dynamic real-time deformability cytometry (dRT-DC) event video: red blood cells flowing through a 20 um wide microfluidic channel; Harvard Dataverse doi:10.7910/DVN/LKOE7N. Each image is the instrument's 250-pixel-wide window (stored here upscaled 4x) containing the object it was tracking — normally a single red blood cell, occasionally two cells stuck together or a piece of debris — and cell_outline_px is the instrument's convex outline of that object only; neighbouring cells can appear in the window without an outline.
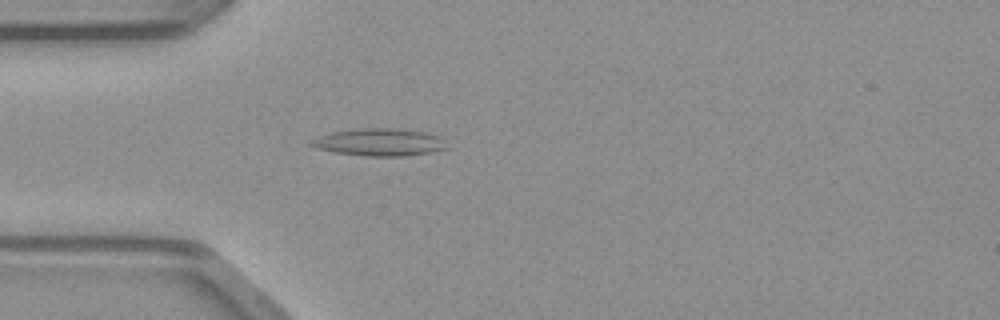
{"species": "common noctule bat (a hibernating species)", "species_latin": "Nyctalus noctula", "temperature_condition": "warm", "stored_images_in_passage": 49, "camera_frame_rate_fps": 3000, "um_per_image_px": 0.085, "animal": {"sex": "male", "body_mass_g": 23.1, "forearm_length_mm": 52.7}, "frame": {"image": 1, "passage_image": 13, "time_ms": 4.0, "image_size_px": [1000, 320], "cell_outline_px": [[444, 148], [428, 152], [404, 156], [368, 156], [336, 152], [320, 148], [312, 144], [324, 136], [332, 132], [364, 128], [388, 128], [424, 132], [436, 136]], "centroid_in_image_um": [32.26, 12.09], "position_along_channel_um": 52.7, "area_um2": 20.23}}
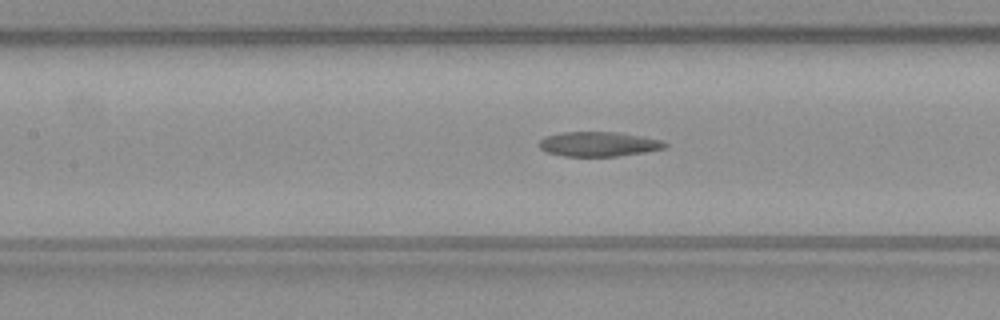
{"frame": {"image": 2, "passage_image": 21, "time_ms": 6.667, "image_size_px": [1000, 320], "cell_outline_px": [[668, 144], [664, 148], [644, 152], [616, 156], [564, 156], [548, 152], [540, 148], [540, 140], [548, 136], [560, 132], [616, 132], [660, 140]], "centroid_in_image_um": [50.86, 12.25], "position_along_channel_um": 156.5, "area_um2": 17.69}}
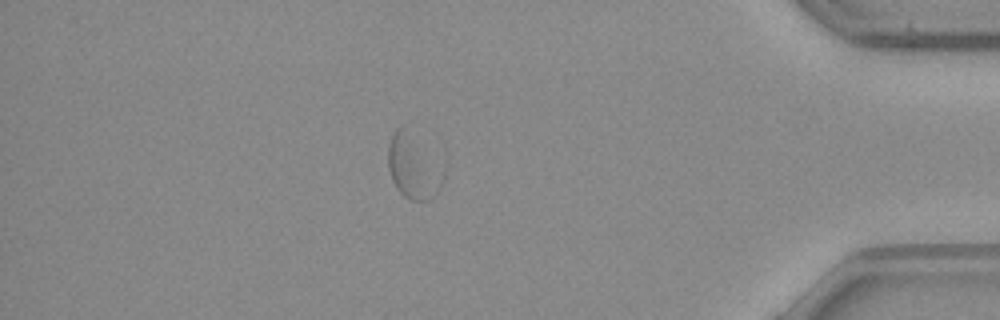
{"frame": {"image": 3, "passage_image": 42, "time_ms": 13.667, "image_size_px": [1000, 320], "cell_outline_px": [[436, 192], [432, 200], [408, 200], [396, 188], [392, 180], [388, 168], [388, 144], [396, 128], [400, 128]], "centroid_in_image_um": [34.66, 14.45], "position_along_channel_um": 400.5, "area_um2": 14.33}}